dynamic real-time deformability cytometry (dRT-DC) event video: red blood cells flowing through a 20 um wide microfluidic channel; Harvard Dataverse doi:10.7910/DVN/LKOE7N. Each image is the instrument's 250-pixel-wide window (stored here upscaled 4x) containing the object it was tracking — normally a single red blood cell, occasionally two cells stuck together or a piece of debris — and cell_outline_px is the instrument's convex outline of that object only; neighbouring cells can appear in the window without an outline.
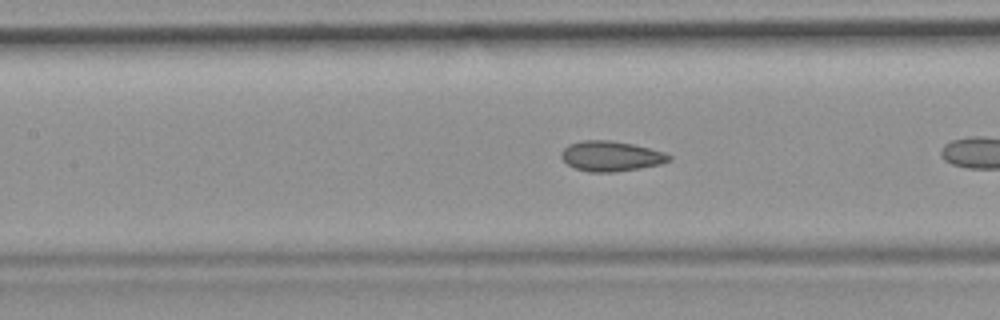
{"species": "common noctule bat (a hibernating species)", "species_latin": "Nyctalus noctula", "temperature_condition": "room temperature", "stored_images_in_passage": 24, "camera_frame_rate_fps": 3000, "um_per_image_px": 0.085, "animal": {"sex": "female", "body_mass_g": 19.9}, "frame": {"image": 1, "passage_image": 8, "time_ms": 2.333, "image_size_px": [1000, 320], "cell_outline_px": [[672, 160], [660, 164], [640, 168], [616, 172], [588, 172], [576, 168], [568, 164], [560, 156], [560, 152], [568, 144], [584, 140], [608, 140], [632, 144], [664, 152], [672, 156]], "centroid_in_image_um": [51.93, 13.27], "position_along_channel_um": 155.5, "area_um2": 18.9}}